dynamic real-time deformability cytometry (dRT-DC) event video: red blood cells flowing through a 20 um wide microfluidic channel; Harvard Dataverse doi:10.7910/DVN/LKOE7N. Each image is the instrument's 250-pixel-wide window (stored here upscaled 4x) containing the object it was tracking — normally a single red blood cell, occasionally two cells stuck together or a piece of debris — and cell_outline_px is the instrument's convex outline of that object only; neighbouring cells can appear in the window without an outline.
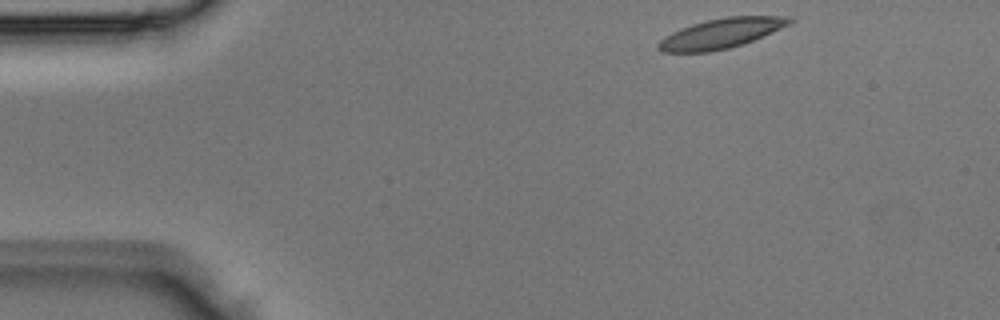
{"species": "Egyptian fruit bat (a non-hibernating species)", "species_latin": "Rousettus aegyptiacus", "temperature_condition": "room temperature", "stored_images_in_passage": 2, "camera_frame_rate_fps": 3000, "um_per_image_px": 0.085, "animal": {"sex": "male"}, "frame": {"image": 1, "passage_image": 1, "time_ms": 0.0, "image_size_px": [1000, 320], "cell_outline_px": [[796, 20], [788, 24], [752, 40], [728, 48], [708, 52], [664, 52], [656, 48], [656, 44], [664, 36], [680, 28], [692, 24], [708, 20], [728, 16], [792, 16]], "centroid_in_image_um": [61.25, 2.83], "position_along_channel_um": 23.8, "area_um2": 22.54}}